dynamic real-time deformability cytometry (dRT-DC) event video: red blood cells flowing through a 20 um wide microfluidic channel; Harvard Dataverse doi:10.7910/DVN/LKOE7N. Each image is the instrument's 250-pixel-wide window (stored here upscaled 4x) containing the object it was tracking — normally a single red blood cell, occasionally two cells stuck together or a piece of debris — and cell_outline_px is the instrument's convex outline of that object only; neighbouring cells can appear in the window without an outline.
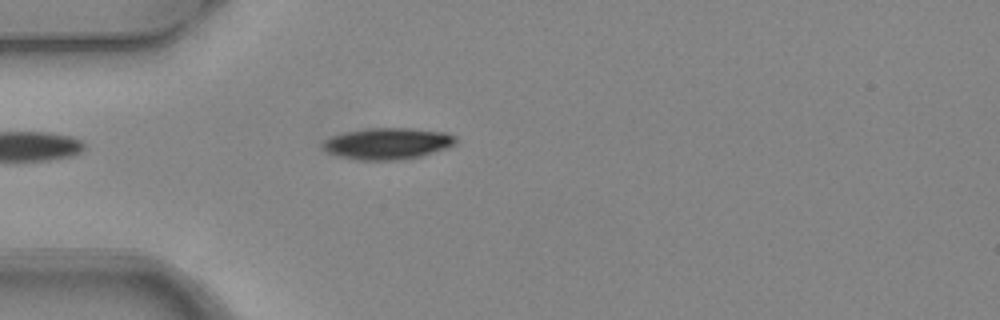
{"species": "common noctule bat (a hibernating species)", "species_latin": "Nyctalus noctula", "temperature_condition": "warm", "stored_images_in_passage": 1, "camera_frame_rate_fps": 3000, "um_per_image_px": 0.085, "animal": {"sex": "female", "body_mass_g": 24.6, "forearm_length_mm": 56.2}, "frame": {"image": 1, "passage_image": 1, "time_ms": 0.0, "image_size_px": [1000, 320], "cell_outline_px": [[456, 144], [448, 148], [420, 156], [396, 160], [360, 160], [340, 156], [328, 152], [320, 144], [324, 140], [332, 136], [344, 132], [368, 128], [412, 128], [448, 132], [456, 136]], "centroid_in_image_um": [32.98, 12.19], "position_along_channel_um": 52.0, "area_um2": 24.45}}